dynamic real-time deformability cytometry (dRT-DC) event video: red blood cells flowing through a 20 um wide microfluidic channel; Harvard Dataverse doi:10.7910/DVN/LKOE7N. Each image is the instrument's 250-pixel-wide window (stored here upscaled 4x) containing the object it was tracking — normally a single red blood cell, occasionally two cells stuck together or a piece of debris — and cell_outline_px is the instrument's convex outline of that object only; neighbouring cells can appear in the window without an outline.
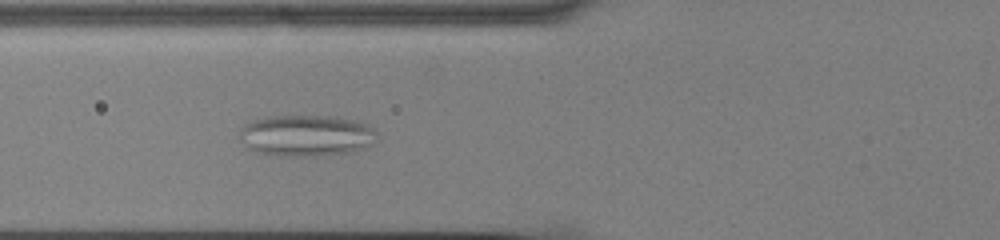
{"species": "common noctule bat (a hibernating species)", "species_latin": "Nyctalus noctula", "temperature_condition": "cold", "stored_images_in_passage": 34, "camera_frame_rate_fps": 3000, "um_per_image_px": 0.085, "animal": {"sex": "male", "body_mass_g": 13.0, "forearm_length_mm": 53.1}, "frame": {"image": 1, "passage_image": 8, "time_ms": 2.333, "image_size_px": [1000, 240], "cell_outline_px": [[376, 140], [372, 144], [364, 148], [352, 152], [316, 156], [288, 156], [256, 152], [248, 148], [240, 140], [240, 128], [244, 124], [252, 120], [264, 116], [336, 116], [356, 120], [368, 124], [376, 132]], "centroid_in_image_um": [26.03, 11.51], "position_along_channel_um": 99.8, "area_um2": 33.47}}
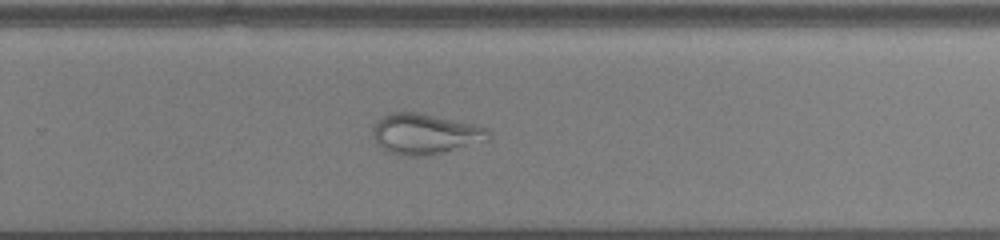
{"frame": {"image": 2, "passage_image": 24, "time_ms": 7.667, "image_size_px": [1000, 240], "cell_outline_px": [[488, 140], [424, 156], [412, 156], [392, 152], [376, 144], [372, 136], [372, 128], [376, 120], [388, 112], [420, 112], [472, 124], [488, 128]], "centroid_in_image_um": [36.05, 11.35], "position_along_channel_um": 293.7, "area_um2": 26.93}}
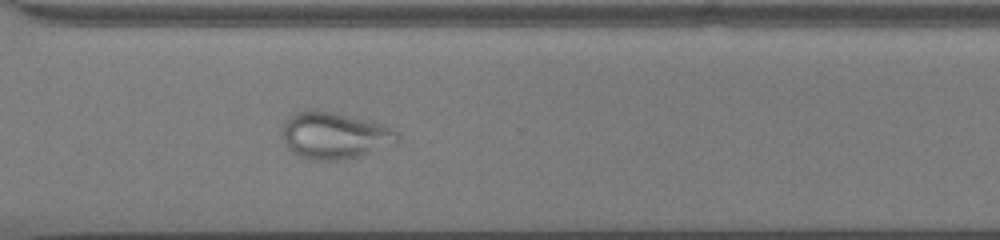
{"frame": {"image": 3, "passage_image": 28, "time_ms": 9.0, "image_size_px": [1000, 240], "cell_outline_px": [[400, 140], [396, 144], [356, 156], [340, 160], [312, 160], [296, 156], [288, 148], [284, 140], [280, 128], [284, 120], [288, 116], [296, 112], [308, 108], [316, 108], [384, 124], [396, 128], [400, 136]], "centroid_in_image_um": [28.41, 11.49], "position_along_channel_um": 342.2, "area_um2": 32.08}, "authors_computed_cell_mechanics": {"area_um2": 29.4491, "velocity_mm_per_s": 3.636, "shape_relaxation_time_tau1_ms": null, "shape_relaxation_time_tau2_ms": 1.4632, "deformation_change_tau1": null, "deformation_change_tau2": 0.0724}}